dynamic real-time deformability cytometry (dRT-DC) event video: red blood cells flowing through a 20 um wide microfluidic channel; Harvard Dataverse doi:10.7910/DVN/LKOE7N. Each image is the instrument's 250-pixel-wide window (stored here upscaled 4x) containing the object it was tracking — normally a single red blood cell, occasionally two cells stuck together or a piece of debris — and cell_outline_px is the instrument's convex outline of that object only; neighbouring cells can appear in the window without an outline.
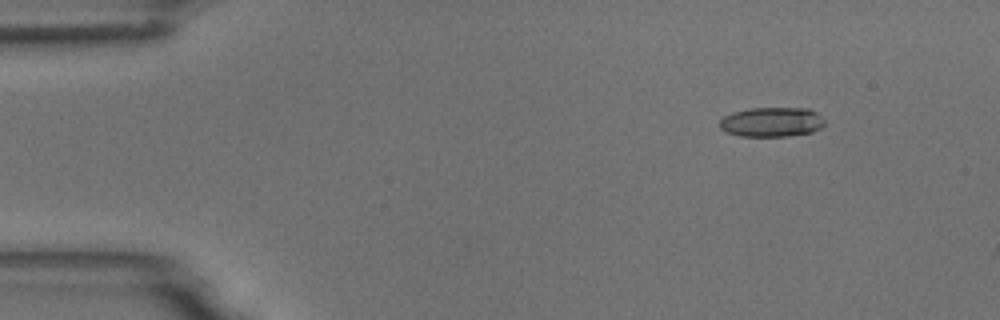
{"species": "common noctule bat (a hibernating species)", "species_latin": "Nyctalus noctula", "temperature_condition": "room temperature", "stored_images_in_passage": 4, "camera_frame_rate_fps": 3000, "um_per_image_px": 0.085, "animal": {"sex": "male", "body_mass_g": 18.8}, "frame": {"image": 1, "passage_image": 1, "time_ms": 0.0, "image_size_px": [1000, 320], "cell_outline_px": [[824, 124], [820, 128], [812, 132], [788, 136], [740, 136], [724, 132], [720, 128], [720, 120], [724, 116], [732, 112], [752, 108], [808, 108], [816, 112], [824, 120]], "centroid_in_image_um": [65.57, 10.37], "position_along_channel_um": 19.4, "area_um2": 18.15}}